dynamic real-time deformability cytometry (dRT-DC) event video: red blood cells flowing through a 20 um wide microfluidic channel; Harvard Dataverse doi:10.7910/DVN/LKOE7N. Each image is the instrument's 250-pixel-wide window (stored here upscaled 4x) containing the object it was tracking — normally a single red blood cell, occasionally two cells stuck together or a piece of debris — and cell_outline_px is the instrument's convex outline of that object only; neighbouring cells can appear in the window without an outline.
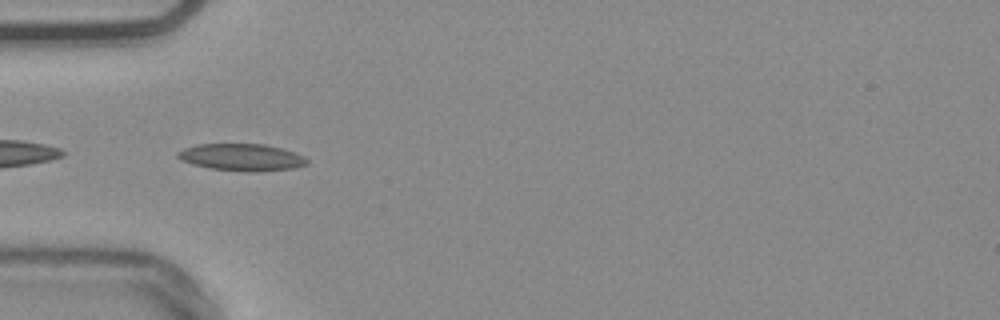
{"species": "common noctule bat (a hibernating species)", "species_latin": "Nyctalus noctula", "temperature_condition": "warm", "stored_images_in_passage": 8, "camera_frame_rate_fps": 3000, "um_per_image_px": 0.085, "animal": {"sex": "male", "body_mass_g": 20.4}, "frame": {"image": 1, "passage_image": 3, "time_ms": 0.667, "image_size_px": [1000, 320], "cell_outline_px": [[308, 164], [292, 168], [252, 172], [248, 172], [212, 168], [192, 164], [180, 160], [176, 156], [176, 152], [184, 148], [196, 144], [264, 144], [296, 152], [304, 156], [308, 160]], "centroid_in_image_um": [20.52, 13.36], "position_along_channel_um": 64.5, "area_um2": 20.35}}